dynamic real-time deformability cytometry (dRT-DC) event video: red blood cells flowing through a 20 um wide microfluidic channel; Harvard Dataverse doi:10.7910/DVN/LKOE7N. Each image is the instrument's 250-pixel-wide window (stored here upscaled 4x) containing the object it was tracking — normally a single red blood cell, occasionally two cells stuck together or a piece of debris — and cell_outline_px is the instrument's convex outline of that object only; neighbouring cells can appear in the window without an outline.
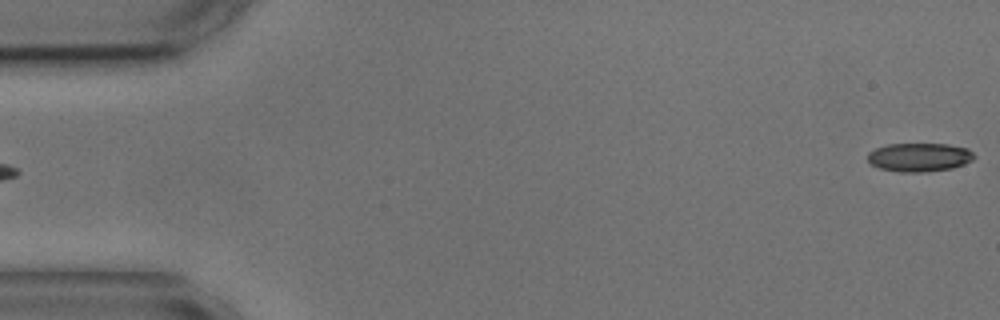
{"species": "common noctule bat (a hibernating species)", "species_latin": "Nyctalus noctula", "temperature_condition": "cold", "stored_images_in_passage": 4, "segment_of_instrument_passage": [2, 2], "camera_frame_rate_fps": 3000, "um_per_image_px": 0.085, "animal": {"sex": "male", "body_mass_g": 17.9, "forearm_length_mm": 54.2}, "frame": {"image": 1, "passage_image": 4, "time_ms": 3.667, "image_size_px": [1000, 320], "cell_outline_px": [[976, 156], [972, 160], [964, 164], [952, 168], [924, 172], [900, 172], [880, 168], [872, 164], [868, 160], [868, 152], [876, 148], [888, 144], [948, 144], [968, 148]], "centroid_in_image_um": [78.16, 13.36], "position_along_channel_um": 6.8, "area_um2": 17.74}}